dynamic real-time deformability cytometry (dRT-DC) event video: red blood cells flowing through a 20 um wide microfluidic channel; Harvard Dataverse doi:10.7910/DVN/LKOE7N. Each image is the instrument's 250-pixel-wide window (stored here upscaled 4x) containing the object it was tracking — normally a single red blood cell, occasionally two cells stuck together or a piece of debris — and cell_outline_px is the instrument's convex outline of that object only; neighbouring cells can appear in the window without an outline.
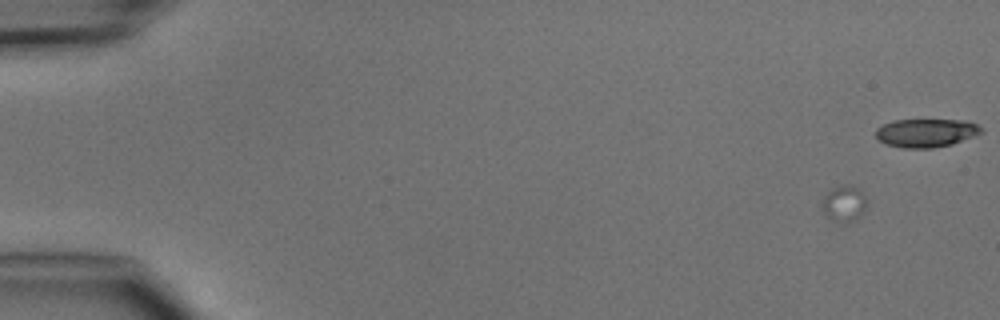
{"species": "common noctule bat (a hibernating species)", "species_latin": "Nyctalus noctula", "temperature_condition": "cold", "stored_images_in_passage": 6, "camera_frame_rate_fps": 3000, "um_per_image_px": 0.085, "animal": {"sex": "male", "body_mass_g": 15.6}, "frame": {"image": 1, "passage_image": 2, "time_ms": 1.0, "image_size_px": [1000, 320], "cell_outline_px": [[868, 208], [852, 224], [840, 224], [832, 220], [824, 212], [820, 204], [824, 196], [832, 188], [840, 184], [852, 184], [860, 188], [868, 200]], "centroid_in_image_um": [71.8, 17.31], "position_along_channel_um": 13.2, "area_um2": 10.17}}